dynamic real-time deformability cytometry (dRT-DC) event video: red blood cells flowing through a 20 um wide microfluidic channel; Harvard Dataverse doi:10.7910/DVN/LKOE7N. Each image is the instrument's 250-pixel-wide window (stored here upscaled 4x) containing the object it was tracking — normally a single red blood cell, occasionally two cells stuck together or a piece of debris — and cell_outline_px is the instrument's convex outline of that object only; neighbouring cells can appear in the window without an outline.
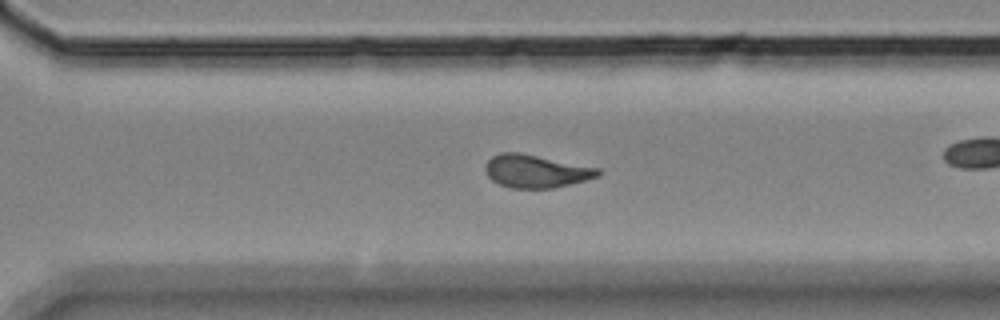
{"species": "Egyptian fruit bat (a non-hibernating species)", "species_latin": "Rousettus aegyptiacus", "temperature_condition": "room temperature", "stored_images_in_passage": 37, "camera_frame_rate_fps": 3000, "um_per_image_px": 0.085, "animal": {"sex": "female"}, "frame": {"image": 1, "passage_image": 27, "time_ms": 8.667, "image_size_px": [1000, 320], "cell_outline_px": [[600, 176], [552, 188], [512, 188], [500, 184], [492, 180], [488, 176], [484, 168], [488, 160], [492, 156], [500, 152], [520, 152], [600, 168]], "centroid_in_image_um": [45.54, 14.54], "position_along_channel_um": 325.1, "area_um2": 21.56}, "authors_computed_cell_mechanics": {"area_um2": 20.7502, "velocity_mm_per_s": 3.5271, "shape_relaxation_time_tau1_ms": 4.8924, "shape_relaxation_time_tau2_ms": 2.8723, "deformation_change_tau1": 0.216, "deformation_change_tau2": 0.0982}}